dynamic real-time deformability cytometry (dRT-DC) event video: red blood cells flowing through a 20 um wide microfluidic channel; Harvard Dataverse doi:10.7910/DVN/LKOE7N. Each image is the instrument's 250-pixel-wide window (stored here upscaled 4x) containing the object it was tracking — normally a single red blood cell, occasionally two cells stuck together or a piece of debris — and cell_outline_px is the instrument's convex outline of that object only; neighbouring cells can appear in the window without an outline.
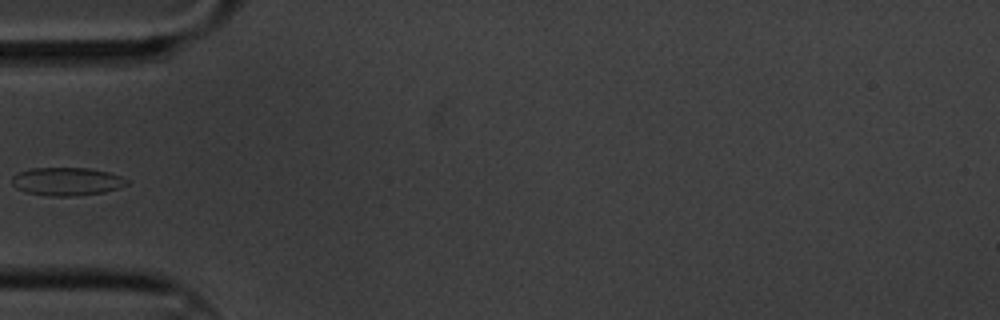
{"species": "common noctule bat (a hibernating species)", "species_latin": "Nyctalus noctula", "temperature_condition": "cold", "stored_images_in_passage": 5, "camera_frame_rate_fps": 3000, "um_per_image_px": 0.085, "animal": {"sex": "male", "body_mass_g": 20.1, "forearm_length_mm": 53.5}, "frame": {"image": 1, "passage_image": 3, "time_ms": 0.667, "image_size_px": [1000, 320], "cell_outline_px": [[128, 184], [120, 188], [104, 192], [76, 196], [48, 196], [24, 192], [16, 188], [12, 184], [12, 176], [20, 172], [32, 168], [88, 168], [108, 172], [120, 176], [128, 180]], "centroid_in_image_um": [5.68, 15.43], "position_along_channel_um": 79.3, "area_um2": 18.9}}
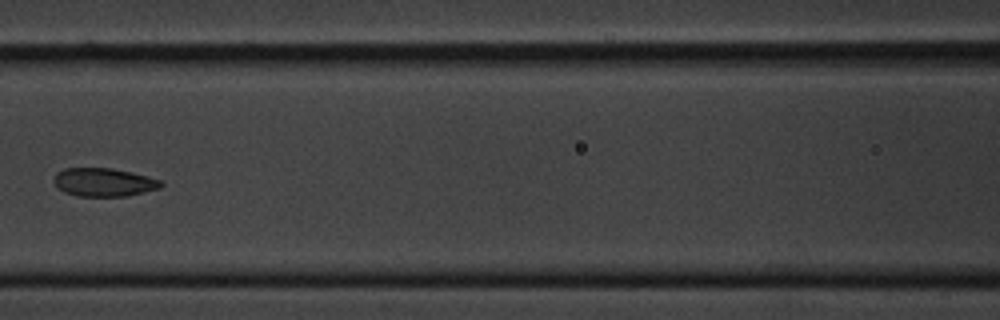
{"frame": {"image": 2, "passage_image": 5, "time_ms": 1.333, "image_size_px": [1000, 320], "cell_outline_px": [[164, 184], [160, 188], [128, 196], [76, 196], [64, 192], [56, 188], [52, 180], [56, 172], [64, 168], [112, 168], [132, 172], [148, 176], [160, 180]], "centroid_in_image_um": [8.79, 15.49], "position_along_channel_um": 157.8, "area_um2": 17.98}}